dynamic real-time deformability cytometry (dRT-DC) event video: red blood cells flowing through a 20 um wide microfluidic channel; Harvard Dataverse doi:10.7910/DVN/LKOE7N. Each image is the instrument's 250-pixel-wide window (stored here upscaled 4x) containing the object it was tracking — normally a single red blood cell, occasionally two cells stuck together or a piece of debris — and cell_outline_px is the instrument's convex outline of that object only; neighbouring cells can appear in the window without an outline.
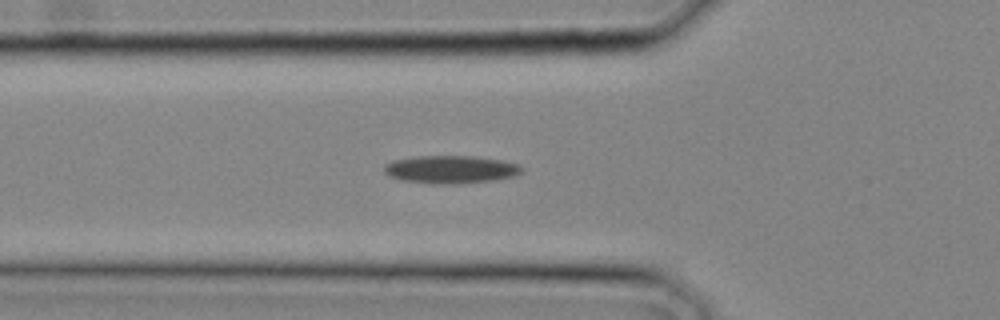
{"species": "common noctule bat (a hibernating species)", "species_latin": "Nyctalus noctula", "temperature_condition": "cold", "stored_images_in_passage": 14, "camera_frame_rate_fps": 3000, "um_per_image_px": 0.085, "animal": {"sex": "male", "body_mass_g": 20.4}, "frame": {"image": 1, "passage_image": 2, "time_ms": 0.333, "image_size_px": [1000, 320], "cell_outline_px": [[524, 172], [512, 176], [496, 180], [456, 184], [432, 184], [404, 180], [388, 176], [384, 172], [384, 164], [392, 160], [416, 156], [472, 156], [504, 160], [520, 164], [524, 168]], "centroid_in_image_um": [38.34, 14.4], "position_along_channel_um": 87.5, "area_um2": 22.66}}
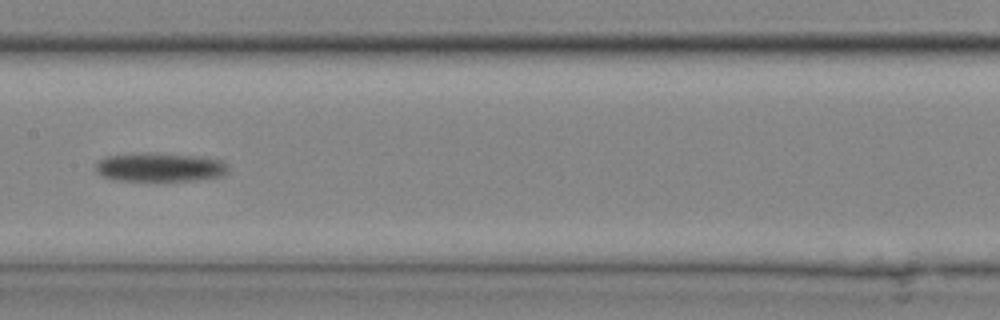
{"frame": {"image": 2, "passage_image": 7, "time_ms": 2.0, "image_size_px": [1000, 320], "cell_outline_px": [[228, 172], [220, 176], [200, 180], [112, 180], [96, 172], [96, 164], [104, 156], [148, 152], [204, 156], [224, 160], [228, 164]], "centroid_in_image_um": [13.64, 14.19], "position_along_channel_um": 193.8, "area_um2": 22.54}}
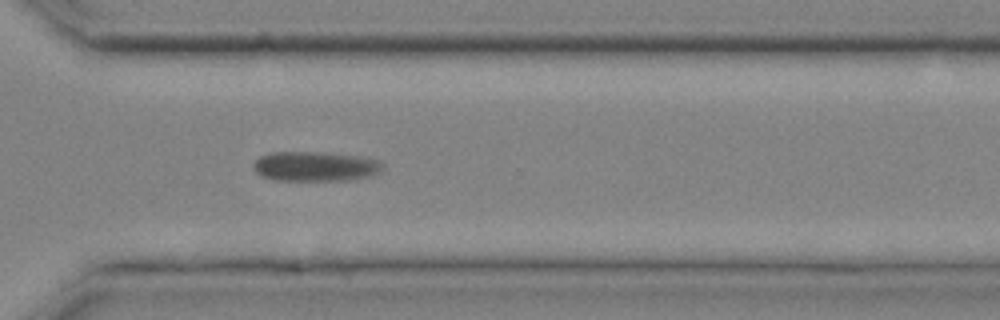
{"frame": {"image": 3, "passage_image": 14, "time_ms": 4.333, "image_size_px": [1000, 320], "cell_outline_px": [[384, 168], [380, 172], [372, 176], [352, 180], [276, 180], [260, 176], [256, 172], [252, 164], [260, 156], [272, 152], [324, 152], [356, 156], [380, 160], [384, 164]], "centroid_in_image_um": [26.83, 14.14], "position_along_channel_um": 343.8, "area_um2": 22.6}}